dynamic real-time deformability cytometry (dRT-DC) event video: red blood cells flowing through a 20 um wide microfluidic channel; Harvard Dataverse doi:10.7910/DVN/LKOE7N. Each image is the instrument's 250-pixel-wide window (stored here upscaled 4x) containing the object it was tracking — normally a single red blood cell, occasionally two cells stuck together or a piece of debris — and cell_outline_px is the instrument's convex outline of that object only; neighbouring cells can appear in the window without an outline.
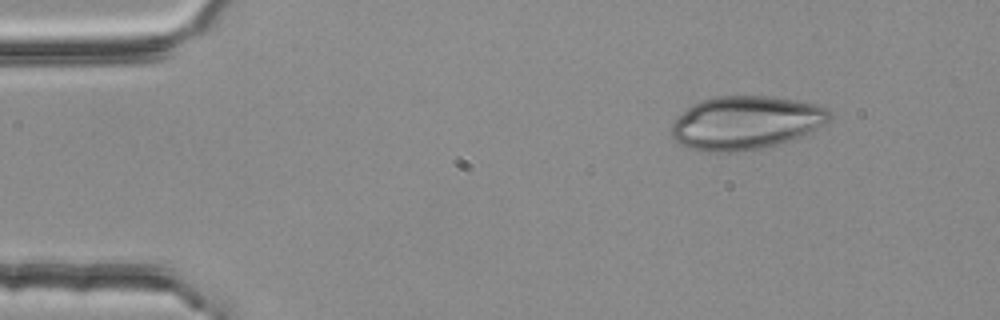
{"species": "common noctule bat (a hibernating species)", "species_latin": "Nyctalus noctula", "temperature_condition": "room temperature", "stored_images_in_passage": 3, "camera_frame_rate_fps": 3000, "um_per_image_px": 0.085, "animal": {"sex": "female", "body_mass_g": 25.1}, "frame": {"image": 1, "passage_image": 1, "time_ms": 0.0, "image_size_px": [1000, 320], "cell_outline_px": [[832, 116], [824, 124], [800, 136], [780, 144], [764, 148], [736, 152], [700, 152], [688, 148], [680, 144], [668, 132], [672, 124], [692, 104], [700, 100], [720, 96], [772, 96], [796, 100], [816, 104], [828, 108]], "centroid_in_image_um": [63.37, 10.44], "position_along_channel_um": 21.6, "area_um2": 49.42}}